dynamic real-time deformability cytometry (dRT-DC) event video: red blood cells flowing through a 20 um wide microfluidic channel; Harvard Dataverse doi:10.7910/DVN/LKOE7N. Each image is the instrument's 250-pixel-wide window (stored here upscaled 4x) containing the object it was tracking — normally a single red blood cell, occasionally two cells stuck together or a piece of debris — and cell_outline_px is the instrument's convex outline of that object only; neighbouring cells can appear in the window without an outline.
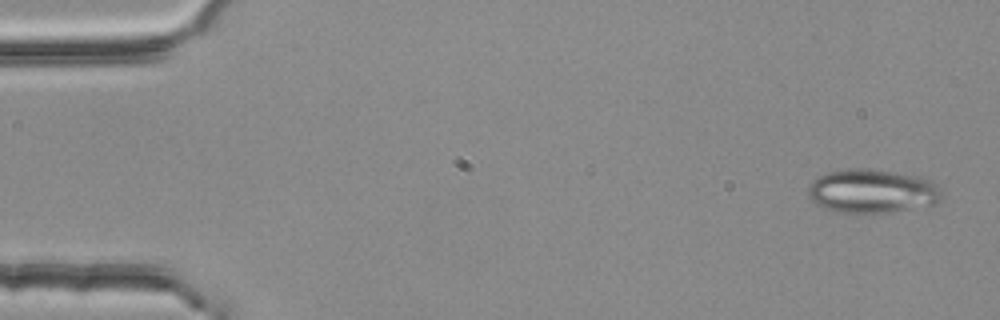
{"species": "common noctule bat (a hibernating species)", "species_latin": "Nyctalus noctula", "temperature_condition": "room temperature", "stored_images_in_passage": 53, "camera_frame_rate_fps": 3000, "um_per_image_px": 0.085, "animal": {"sex": "female", "body_mass_g": 25.1}, "frame": {"image": 1, "passage_image": 2, "time_ms": 0.333, "image_size_px": [1000, 320], "cell_outline_px": [[940, 196], [936, 204], [888, 212], [836, 212], [824, 208], [816, 204], [808, 196], [808, 188], [812, 180], [816, 176], [828, 172], [848, 168], [864, 168], [896, 172], [920, 176], [932, 180], [936, 184], [940, 192]], "centroid_in_image_um": [74.09, 16.23], "position_along_channel_um": 10.9, "area_um2": 34.1}}
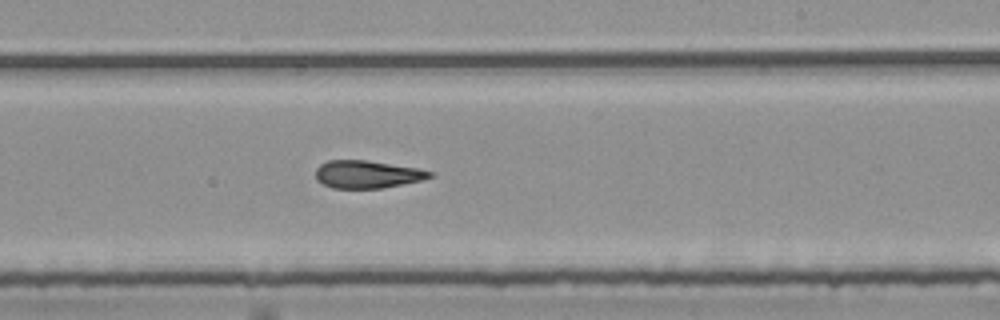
{"frame": {"image": 2, "passage_image": 32, "time_ms": 10.333, "image_size_px": [1000, 320], "cell_outline_px": [[432, 176], [420, 180], [380, 188], [332, 188], [316, 180], [316, 168], [320, 164], [328, 160], [364, 160], [416, 168], [432, 172]], "centroid_in_image_um": [31.14, 14.81], "position_along_channel_um": 257.9, "area_um2": 18.03}}
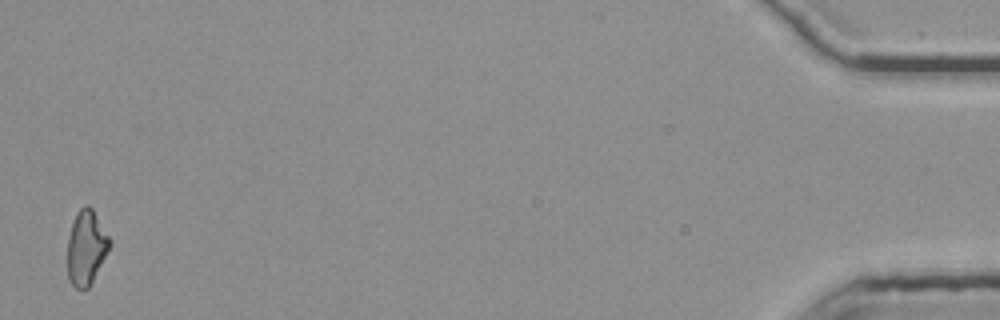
{"frame": {"image": 3, "passage_image": 53, "time_ms": 17.333, "image_size_px": [1000, 320], "cell_outline_px": [[112, 244], [88, 288], [76, 288], [68, 280], [68, 236], [76, 212], [84, 204], [88, 204], [92, 208], [112, 240]], "centroid_in_image_um": [7.34, 21.0], "position_along_channel_um": 427.9, "area_um2": 18.32}, "authors_computed_cell_mechanics": {"area_um2": 19.1318, "velocity_mm_per_s": 3.807, "shape_relaxation_time_tau1_ms": null, "shape_relaxation_time_tau2_ms": 3.5721, "deformation_change_tau1": null, "deformation_change_tau2": 0.1426}}